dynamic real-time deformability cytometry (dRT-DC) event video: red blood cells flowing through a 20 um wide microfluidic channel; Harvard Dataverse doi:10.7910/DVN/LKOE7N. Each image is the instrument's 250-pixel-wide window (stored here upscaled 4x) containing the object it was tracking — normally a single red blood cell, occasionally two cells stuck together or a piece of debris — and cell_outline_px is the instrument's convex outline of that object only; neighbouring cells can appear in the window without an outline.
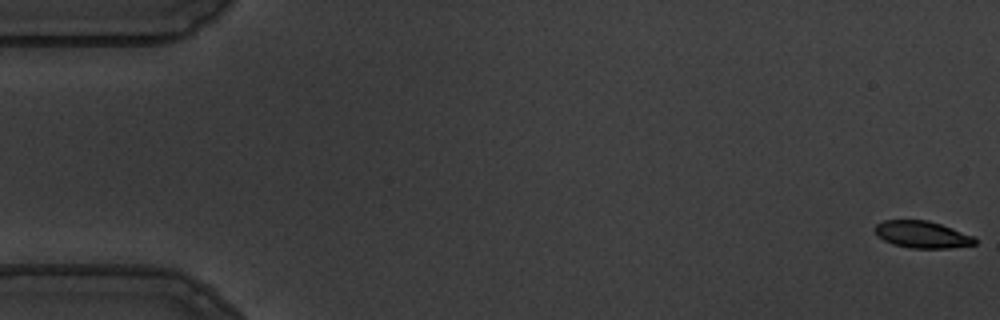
{"species": "common noctule bat (a hibernating species)", "species_latin": "Nyctalus noctula", "temperature_condition": "warm", "stored_images_in_passage": 57, "camera_frame_rate_fps": 3000, "um_per_image_px": 0.085, "animal": {"sex": "male", "body_mass_g": 19.5, "forearm_length_mm": 54.6}, "frame": {"image": 1, "passage_image": 1, "time_ms": 0.0, "image_size_px": [1000, 320], "cell_outline_px": [[976, 244], [948, 248], [908, 248], [892, 244], [876, 236], [872, 228], [876, 224], [884, 220], [928, 220], [952, 228], [972, 236], [976, 240]], "centroid_in_image_um": [78.31, 19.93], "position_along_channel_um": 6.7, "area_um2": 15.78}}
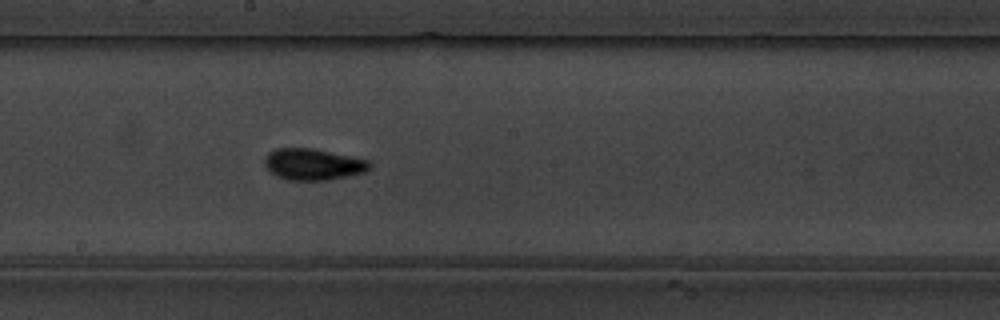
{"frame": {"image": 2, "passage_image": 31, "time_ms": 10.0, "image_size_px": [1000, 320], "cell_outline_px": [[372, 168], [364, 172], [348, 176], [328, 180], [288, 180], [276, 176], [264, 164], [264, 156], [268, 152], [276, 148], [308, 148], [352, 156], [372, 160]], "centroid_in_image_um": [26.64, 13.96], "position_along_channel_um": 221.6, "area_um2": 19.36}}
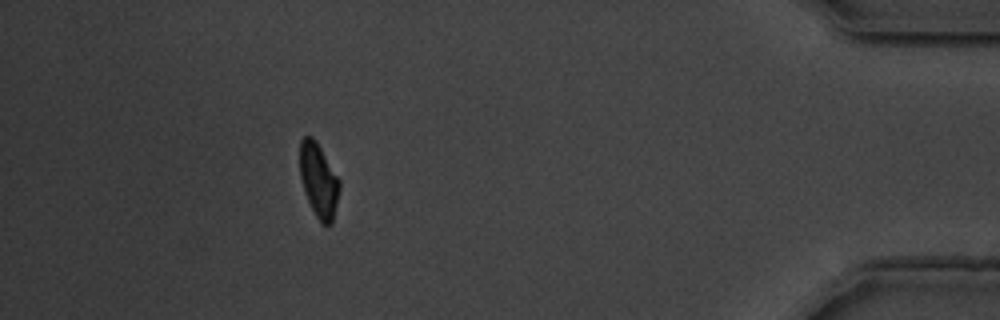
{"frame": {"image": 3, "passage_image": 51, "time_ms": 16.667, "image_size_px": [1000, 320], "cell_outline_px": [[340, 188], [332, 224], [320, 224], [308, 200], [300, 176], [300, 140], [304, 136], [312, 136], [316, 140], [340, 180]], "centroid_in_image_um": [27.09, 15.32], "position_along_channel_um": 408.1, "area_um2": 16.99}, "authors_computed_cell_mechanics": {"area_um2": 17.8602, "velocity_mm_per_s": 3.6043, "shape_relaxation_time_tau1_ms": 3.432, "shape_relaxation_time_tau2_ms": 1.9522, "deformation_change_tau1": 0.1593, "deformation_change_tau2": 0.0667}}